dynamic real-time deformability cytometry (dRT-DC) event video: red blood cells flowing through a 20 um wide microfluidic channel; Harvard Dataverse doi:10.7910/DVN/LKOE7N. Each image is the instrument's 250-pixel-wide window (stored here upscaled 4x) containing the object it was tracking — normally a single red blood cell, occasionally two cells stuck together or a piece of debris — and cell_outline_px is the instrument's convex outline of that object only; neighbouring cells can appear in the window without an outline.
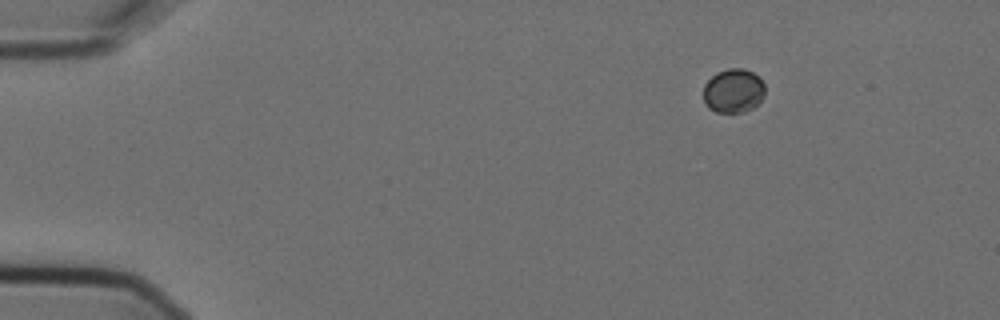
{"species": "Egyptian fruit bat (a non-hibernating species)", "species_latin": "Rousettus aegyptiacus", "temperature_condition": "cold", "stored_images_in_passage": 7, "camera_frame_rate_fps": 3000, "um_per_image_px": 0.085, "animal": {"sex": "female"}, "frame": {"image": 1, "passage_image": 1, "time_ms": 0.0, "image_size_px": [1000, 320], "cell_outline_px": [[764, 96], [752, 108], [744, 112], [716, 112], [708, 108], [704, 104], [704, 84], [716, 72], [728, 68], [744, 68], [760, 76], [764, 84]], "centroid_in_image_um": [62.33, 7.7], "position_along_channel_um": 22.7, "area_um2": 15.95}}
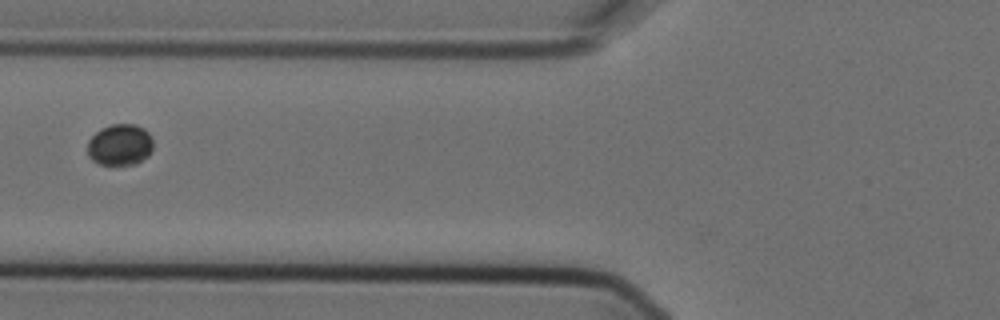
{"frame": {"image": 2, "passage_image": 5, "time_ms": 1.333, "image_size_px": [1000, 320], "cell_outline_px": [[152, 148], [148, 156], [136, 164], [112, 168], [100, 164], [92, 160], [88, 156], [88, 140], [100, 128], [112, 124], [136, 124], [144, 128], [152, 136]], "centroid_in_image_um": [10.19, 12.35], "position_along_channel_um": 115.6, "area_um2": 16.42}}
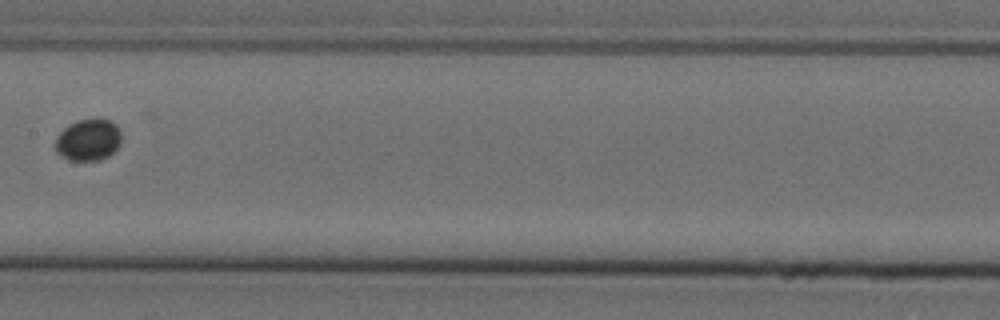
{"frame": {"image": 3, "passage_image": 7, "time_ms": 2.0, "image_size_px": [1000, 320], "cell_outline_px": [[120, 144], [108, 156], [100, 160], [68, 160], [60, 156], [56, 152], [52, 144], [56, 136], [68, 124], [76, 120], [112, 120], [120, 128]], "centroid_in_image_um": [7.45, 11.9], "position_along_channel_um": 200.0, "area_um2": 16.24}}